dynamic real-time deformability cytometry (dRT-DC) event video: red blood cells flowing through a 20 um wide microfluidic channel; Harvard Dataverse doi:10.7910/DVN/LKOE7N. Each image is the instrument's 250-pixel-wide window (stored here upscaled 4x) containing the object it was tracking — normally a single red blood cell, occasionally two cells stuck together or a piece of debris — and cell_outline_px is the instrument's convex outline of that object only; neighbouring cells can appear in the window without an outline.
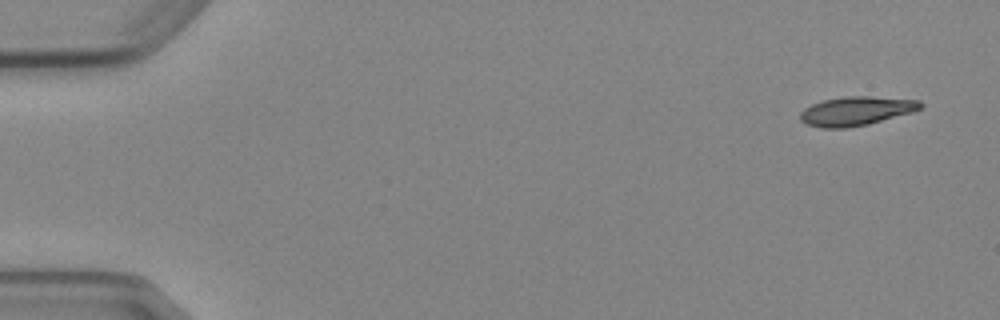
{"species": "Egyptian fruit bat (a non-hibernating species)", "species_latin": "Rousettus aegyptiacus", "temperature_condition": "cold", "stored_images_in_passage": 4, "camera_frame_rate_fps": 3000, "um_per_image_px": 0.085, "animal": {"sex": "female"}, "frame": {"image": 1, "passage_image": 1, "time_ms": 0.0, "image_size_px": [1000, 320], "cell_outline_px": [[924, 104], [920, 108], [912, 112], [868, 124], [848, 128], [820, 128], [808, 124], [800, 120], [800, 112], [804, 108], [812, 104], [824, 100], [844, 96], [868, 96], [920, 100]], "centroid_in_image_um": [72.76, 9.43], "position_along_channel_um": 12.2, "area_um2": 20.29}}
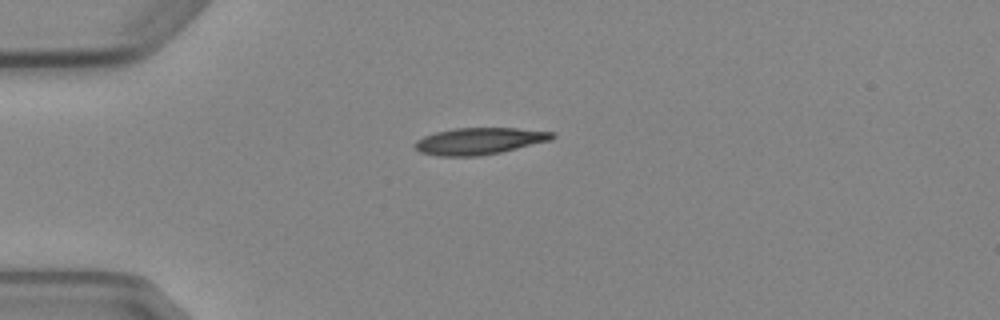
{"frame": {"image": 2, "passage_image": 4, "time_ms": 3.667, "image_size_px": [1000, 320], "cell_outline_px": [[556, 136], [552, 140], [500, 152], [480, 156], [440, 156], [420, 152], [412, 144], [416, 140], [424, 136], [436, 132], [456, 128], [516, 128], [556, 132]], "centroid_in_image_um": [40.76, 11.99], "position_along_channel_um": 44.2, "area_um2": 21.44}}